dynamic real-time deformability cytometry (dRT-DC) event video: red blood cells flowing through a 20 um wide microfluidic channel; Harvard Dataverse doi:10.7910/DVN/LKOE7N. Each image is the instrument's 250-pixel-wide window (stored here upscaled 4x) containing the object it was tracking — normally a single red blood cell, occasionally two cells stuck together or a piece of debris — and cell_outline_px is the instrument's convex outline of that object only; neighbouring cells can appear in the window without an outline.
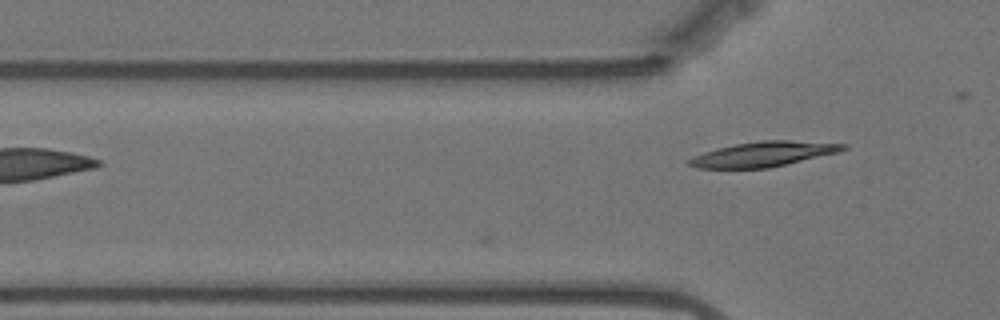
{"species": "Egyptian fruit bat (a non-hibernating species)", "species_latin": "Rousettus aegyptiacus", "temperature_condition": "warm", "stored_images_in_passage": 5, "camera_frame_rate_fps": 3000, "um_per_image_px": 0.085, "animal": {"sex": "female"}, "frame": {"image": 1, "passage_image": 5, "time_ms": 1.333, "image_size_px": [1000, 320], "cell_outline_px": [[848, 148], [840, 152], [768, 168], [696, 168], [688, 164], [684, 160], [692, 156], [716, 148], [736, 144], [760, 140], [788, 140], [848, 144]], "centroid_in_image_um": [64.87, 13.1], "position_along_channel_um": 60.9, "area_um2": 22.48}}